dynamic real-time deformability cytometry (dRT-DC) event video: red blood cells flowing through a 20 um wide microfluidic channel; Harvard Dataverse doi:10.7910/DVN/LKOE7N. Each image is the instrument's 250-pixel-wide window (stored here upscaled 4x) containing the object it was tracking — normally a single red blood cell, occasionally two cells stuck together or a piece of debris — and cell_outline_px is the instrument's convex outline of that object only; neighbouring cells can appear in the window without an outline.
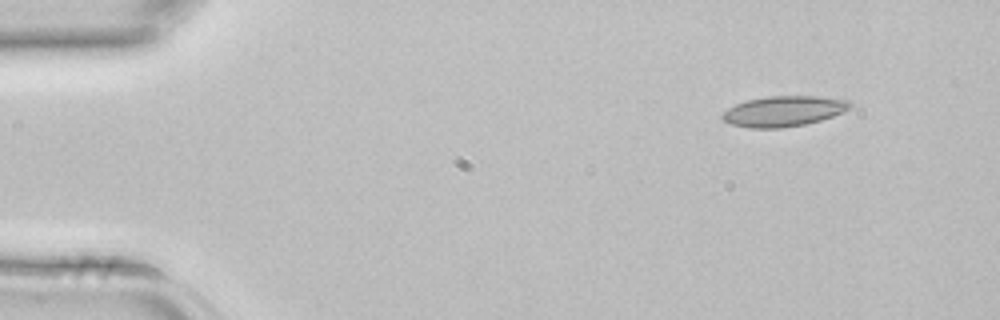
{"species": "common noctule bat (a hibernating species)", "species_latin": "Nyctalus noctula", "temperature_condition": "room temperature", "stored_images_in_passage": 3, "camera_frame_rate_fps": 3000, "um_per_image_px": 0.085, "animal": {"sex": "female", "body_mass_g": 22.7, "forearm_length_mm": 54.2}, "frame": {"image": 1, "passage_image": 1, "time_ms": 0.0, "image_size_px": [1000, 320], "cell_outline_px": [[852, 108], [832, 116], [820, 120], [804, 124], [780, 128], [748, 128], [732, 124], [724, 120], [720, 116], [728, 108], [736, 104], [748, 100], [768, 96], [820, 96], [848, 100], [852, 104]], "centroid_in_image_um": [66.62, 9.44], "position_along_channel_um": 18.4, "area_um2": 22.54}}
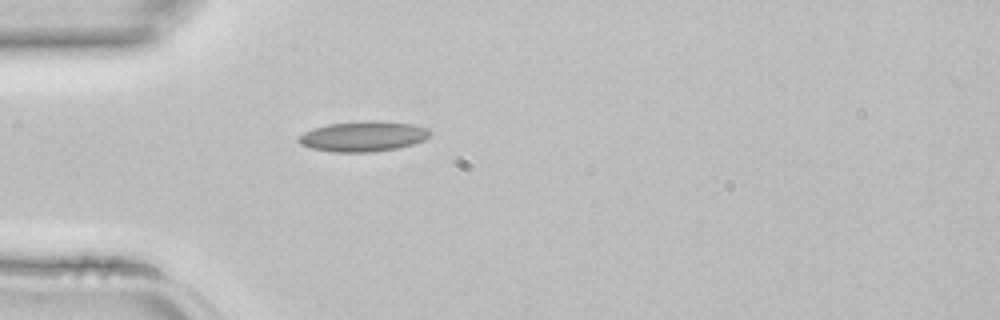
{"frame": {"image": 2, "passage_image": 3, "time_ms": 0.667, "image_size_px": [1000, 320], "cell_outline_px": [[432, 132], [424, 140], [400, 148], [368, 152], [332, 152], [312, 148], [300, 144], [296, 140], [304, 132], [328, 124], [364, 120], [372, 120], [412, 124], [428, 128]], "centroid_in_image_um": [30.88, 11.59], "position_along_channel_um": 54.1, "area_um2": 23.18}}